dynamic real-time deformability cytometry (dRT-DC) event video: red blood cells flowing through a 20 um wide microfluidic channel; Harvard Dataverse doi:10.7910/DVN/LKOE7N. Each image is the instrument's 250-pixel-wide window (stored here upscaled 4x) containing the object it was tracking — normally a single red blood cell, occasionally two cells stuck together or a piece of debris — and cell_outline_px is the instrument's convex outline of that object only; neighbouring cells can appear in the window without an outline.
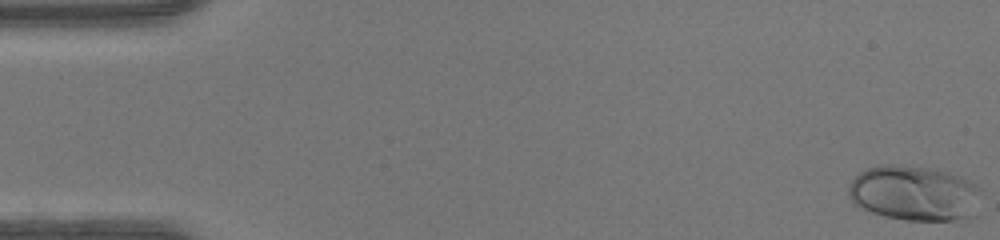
{"species": "human", "species_latin": "Homo sapiens", "temperature_condition": "warm", "stored_images_in_passage": 49, "camera_frame_rate_fps": 3000, "um_per_image_px": 0.085, "donor": {"sex": "female"}, "frame": {"image": 1, "passage_image": 1, "time_ms": 0.0, "image_size_px": [1000, 240], "cell_outline_px": [[980, 192], [976, 216], [968, 220], [908, 220], [884, 216], [872, 212], [856, 204], [848, 196], [848, 184], [860, 172], [868, 168], [880, 164], [896, 164], [940, 168], [960, 176], [976, 184], [980, 188]], "centroid_in_image_um": [77.77, 16.41], "position_along_channel_um": 7.2, "area_um2": 43.41}}
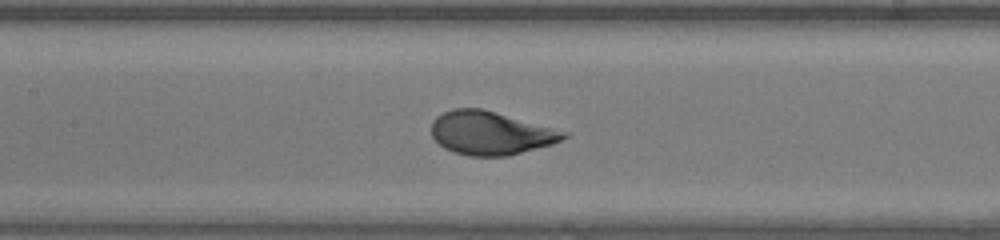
{"frame": {"image": 2, "passage_image": 23, "time_ms": 7.333, "image_size_px": [1000, 240], "cell_outline_px": [[568, 136], [552, 144], [508, 156], [468, 156], [452, 152], [444, 148], [432, 136], [432, 120], [436, 116], [452, 108], [480, 108], [496, 112], [568, 132]], "centroid_in_image_um": [41.67, 11.31], "position_along_channel_um": 165.7, "area_um2": 33.35}}
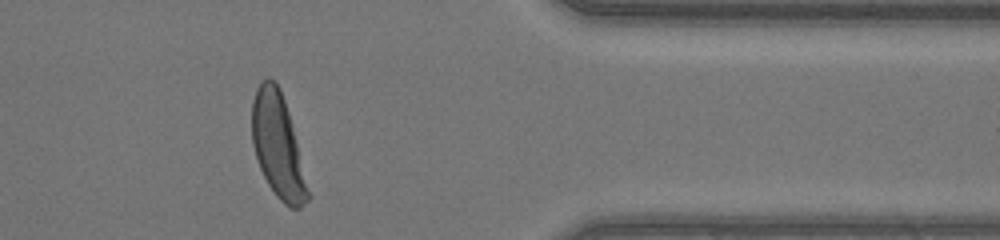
{"frame": {"image": 3, "passage_image": 40, "time_ms": 13.0, "image_size_px": [1000, 240], "cell_outline_px": [[308, 200], [300, 208], [292, 208], [284, 204], [276, 196], [268, 184], [260, 168], [252, 144], [252, 100], [256, 88], [268, 76], [276, 80], [280, 88], [288, 112], [308, 192]], "centroid_in_image_um": [23.56, 12.34], "position_along_channel_um": 387.8, "area_um2": 32.95}, "authors_computed_cell_mechanics": {"area_um2": 34.0442, "velocity_mm_per_s": 4.2685, "shape_relaxation_time_tau1_ms": 2.8614, "shape_relaxation_time_tau2_ms": null, "deformation_change_tau1": 0.1843, "deformation_change_tau2": null}}